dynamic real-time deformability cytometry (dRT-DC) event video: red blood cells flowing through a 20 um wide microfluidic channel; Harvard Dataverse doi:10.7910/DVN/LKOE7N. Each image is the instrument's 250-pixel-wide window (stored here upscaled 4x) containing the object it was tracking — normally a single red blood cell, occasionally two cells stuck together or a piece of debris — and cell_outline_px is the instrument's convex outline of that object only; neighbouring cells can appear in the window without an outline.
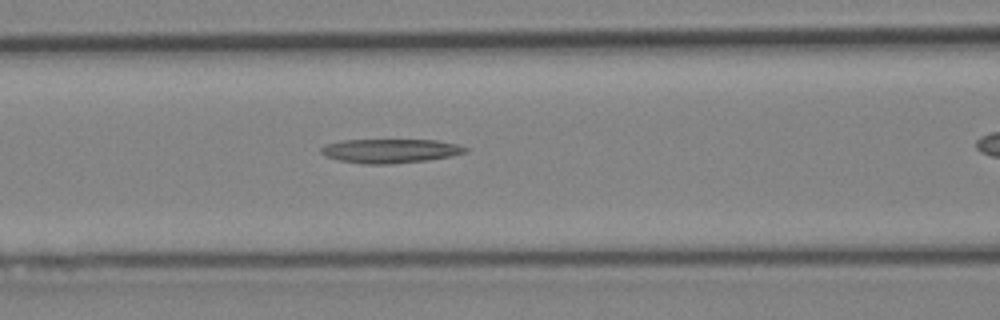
{"species": "Egyptian fruit bat (a non-hibernating species)", "species_latin": "Rousettus aegyptiacus", "temperature_condition": "cold", "stored_images_in_passage": 18, "camera_frame_rate_fps": 3000, "um_per_image_px": 0.085, "animal": {"sex": "female"}, "frame": {"image": 1, "passage_image": 16, "time_ms": 5.0, "image_size_px": [1000, 320], "cell_outline_px": [[468, 148], [464, 152], [452, 156], [428, 160], [388, 164], [364, 164], [340, 160], [324, 156], [320, 152], [320, 148], [328, 144], [340, 140], [436, 140], [456, 144]], "centroid_in_image_um": [33.14, 12.82], "position_along_channel_um": 133.5, "area_um2": 20.11}}